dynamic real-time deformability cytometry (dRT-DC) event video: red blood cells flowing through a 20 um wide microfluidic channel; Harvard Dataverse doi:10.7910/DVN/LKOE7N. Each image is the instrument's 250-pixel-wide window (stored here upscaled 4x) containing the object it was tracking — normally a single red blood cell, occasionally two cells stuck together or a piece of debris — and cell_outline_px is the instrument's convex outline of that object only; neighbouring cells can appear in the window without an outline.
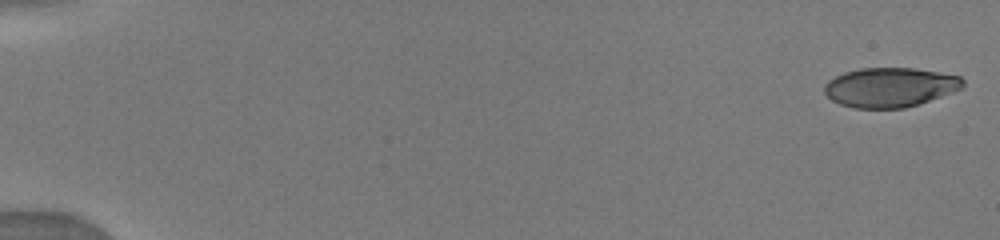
{"species": "human", "species_latin": "Homo sapiens", "temperature_condition": "warm", "stored_images_in_passage": 12, "camera_frame_rate_fps": 3000, "um_per_image_px": 0.085, "donor": {"sex": "male"}, "frame": {"image": 1, "passage_image": 1, "time_ms": 0.0, "image_size_px": [1000, 240], "cell_outline_px": [[964, 88], [904, 108], [852, 108], [840, 104], [832, 100], [824, 92], [824, 84], [828, 80], [844, 72], [860, 68], [916, 68], [940, 72], [960, 76], [964, 80]], "centroid_in_image_um": [75.64, 7.41], "position_along_channel_um": 9.4, "area_um2": 31.85}}
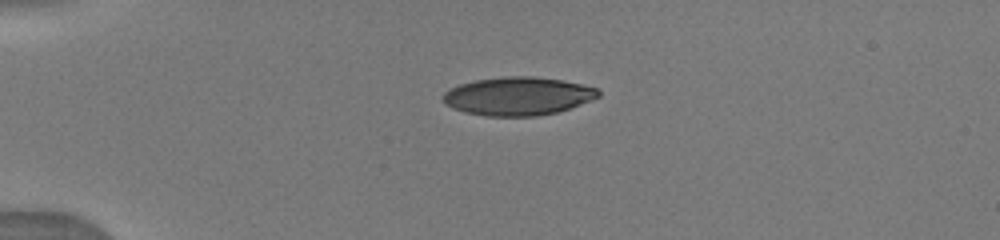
{"frame": {"image": 2, "passage_image": 7, "time_ms": 4.0, "image_size_px": [1000, 240], "cell_outline_px": [[600, 96], [592, 100], [560, 112], [536, 116], [484, 116], [464, 112], [452, 108], [444, 104], [440, 96], [448, 88], [460, 84], [476, 80], [504, 76], [532, 76], [564, 80], [600, 88]], "centroid_in_image_um": [44.02, 8.17], "position_along_channel_um": 41.0, "area_um2": 35.26}}